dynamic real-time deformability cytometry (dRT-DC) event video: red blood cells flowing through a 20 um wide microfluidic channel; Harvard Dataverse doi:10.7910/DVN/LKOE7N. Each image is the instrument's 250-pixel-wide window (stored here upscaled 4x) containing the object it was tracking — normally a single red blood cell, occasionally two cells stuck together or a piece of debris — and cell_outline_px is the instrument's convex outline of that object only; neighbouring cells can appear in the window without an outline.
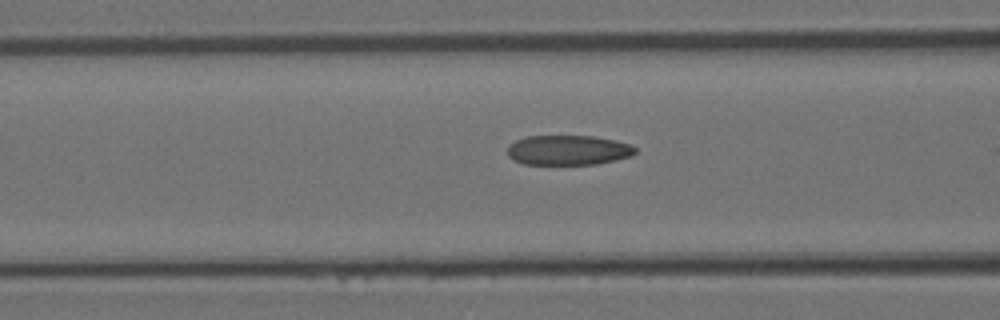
{"species": "Egyptian fruit bat (a non-hibernating species)", "species_latin": "Rousettus aegyptiacus", "temperature_condition": "room temperature", "stored_images_in_passage": 11, "camera_frame_rate_fps": 3000, "um_per_image_px": 0.085, "animal": {"sex": "female"}, "frame": {"image": 1, "passage_image": 4, "time_ms": 1.0, "image_size_px": [1000, 320], "cell_outline_px": [[636, 152], [632, 156], [596, 164], [524, 164], [512, 160], [508, 156], [508, 144], [516, 140], [528, 136], [592, 136], [612, 140], [628, 144], [636, 148]], "centroid_in_image_um": [48.25, 12.76], "position_along_channel_um": 118.3, "area_um2": 22.14}}
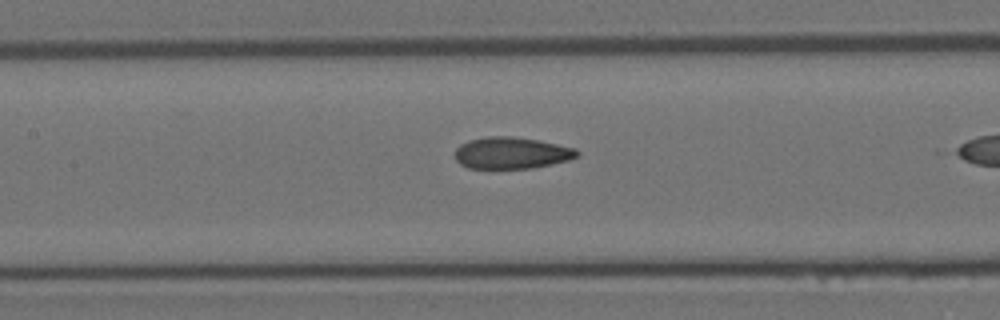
{"frame": {"image": 2, "passage_image": 7, "time_ms": 2.0, "image_size_px": [1000, 320], "cell_outline_px": [[580, 152], [576, 156], [568, 160], [532, 168], [468, 168], [460, 164], [456, 160], [456, 148], [460, 144], [468, 140], [488, 136], [512, 136], [540, 140], [576, 148]], "centroid_in_image_um": [43.47, 12.99], "position_along_channel_um": 163.9, "area_um2": 22.54}}
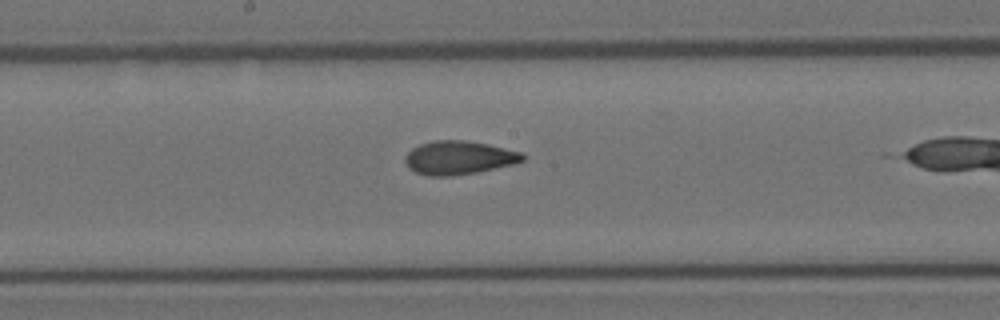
{"frame": {"image": 3, "passage_image": 10, "time_ms": 3.0, "image_size_px": [1000, 320], "cell_outline_px": [[528, 156], [524, 160], [516, 164], [476, 172], [452, 176], [428, 176], [416, 172], [408, 168], [404, 160], [404, 156], [412, 148], [420, 144], [432, 140], [464, 140], [488, 144], [524, 152]], "centroid_in_image_um": [39.03, 13.4], "position_along_channel_um": 209.2, "area_um2": 23.35}}